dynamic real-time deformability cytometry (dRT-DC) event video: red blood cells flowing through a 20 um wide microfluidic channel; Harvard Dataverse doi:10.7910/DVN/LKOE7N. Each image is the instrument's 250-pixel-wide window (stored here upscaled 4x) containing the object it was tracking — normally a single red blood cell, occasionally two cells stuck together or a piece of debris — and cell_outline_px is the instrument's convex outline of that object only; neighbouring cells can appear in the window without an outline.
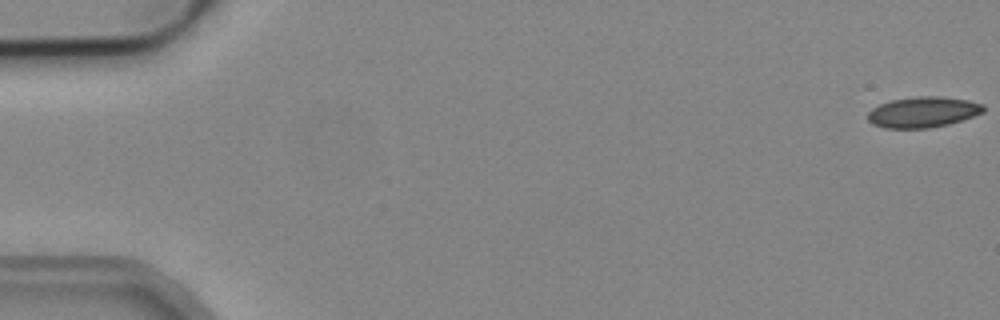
{"species": "common noctule bat (a hibernating species)", "species_latin": "Nyctalus noctula", "temperature_condition": "cold", "stored_images_in_passage": 4, "camera_frame_rate_fps": 3000, "um_per_image_px": 0.085, "animal": {"sex": "male", "body_mass_g": 19.2, "forearm_length_mm": 51.8}, "frame": {"image": 1, "passage_image": 1, "time_ms": 0.0, "image_size_px": [1000, 320], "cell_outline_px": [[984, 112], [948, 124], [928, 128], [884, 128], [872, 124], [868, 120], [868, 112], [872, 108], [880, 104], [892, 100], [916, 96], [944, 96], [968, 100], [984, 104]], "centroid_in_image_um": [78.44, 9.52], "position_along_channel_um": 6.6, "area_um2": 20.69}}
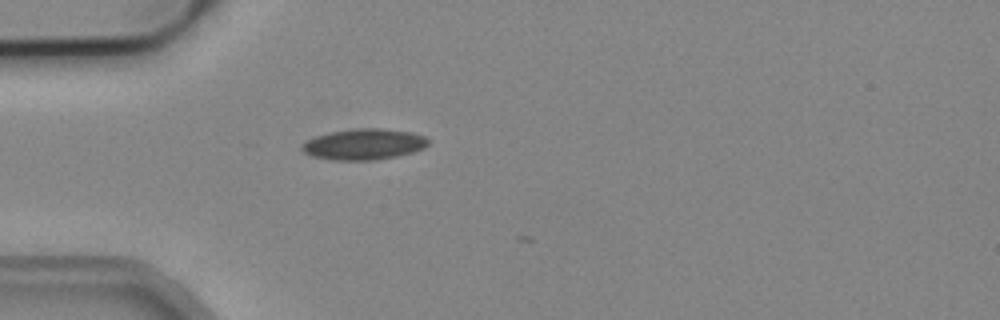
{"frame": {"image": 2, "passage_image": 4, "time_ms": 1.0, "image_size_px": [1000, 320], "cell_outline_px": [[428, 144], [424, 148], [412, 152], [396, 156], [368, 160], [336, 160], [312, 156], [304, 152], [300, 148], [308, 140], [316, 136], [332, 132], [356, 128], [380, 128], [412, 132], [424, 136], [428, 140]], "centroid_in_image_um": [30.95, 12.25], "position_along_channel_um": 54.1, "area_um2": 22.43}}